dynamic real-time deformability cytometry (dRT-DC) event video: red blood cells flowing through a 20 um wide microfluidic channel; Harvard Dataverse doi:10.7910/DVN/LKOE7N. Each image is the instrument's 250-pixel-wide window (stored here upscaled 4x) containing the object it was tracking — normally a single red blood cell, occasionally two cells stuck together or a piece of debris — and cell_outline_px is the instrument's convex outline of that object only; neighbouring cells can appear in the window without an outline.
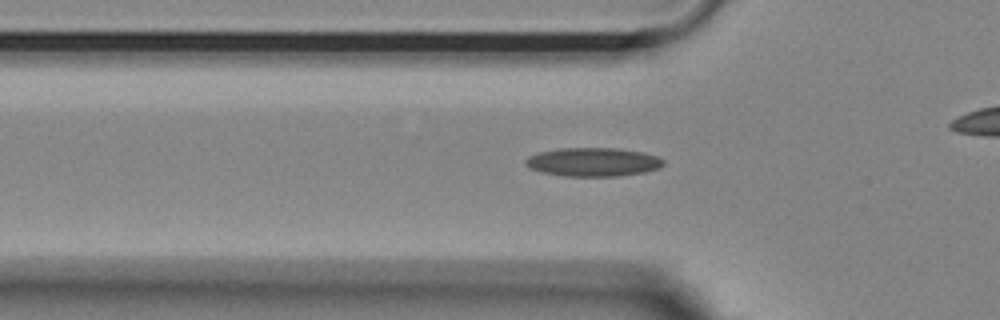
{"species": "Egyptian fruit bat (a non-hibernating species)", "species_latin": "Rousettus aegyptiacus", "temperature_condition": "room temperature", "stored_images_in_passage": 39, "camera_frame_rate_fps": 3000, "um_per_image_px": 0.085, "animal": {"sex": "female"}, "frame": {"image": 1, "passage_image": 12, "time_ms": 3.667, "image_size_px": [1000, 320], "cell_outline_px": [[664, 164], [660, 168], [644, 172], [616, 176], [564, 176], [544, 172], [532, 168], [524, 164], [524, 160], [528, 156], [540, 152], [560, 148], [616, 148], [644, 152], [656, 156], [664, 160]], "centroid_in_image_um": [50.43, 13.76], "position_along_channel_um": 75.4, "area_um2": 22.95}}
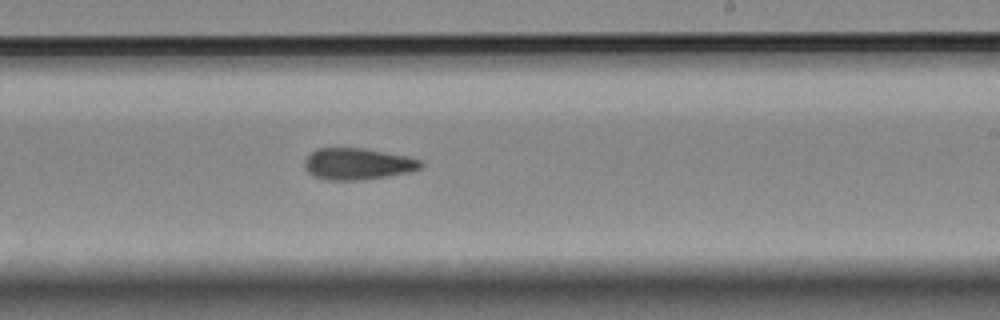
{"frame": {"image": 2, "passage_image": 27, "time_ms": 8.667, "image_size_px": [1000, 320], "cell_outline_px": [[424, 164], [420, 168], [408, 172], [388, 176], [360, 180], [328, 180], [316, 176], [308, 172], [304, 164], [304, 160], [316, 148], [364, 148], [404, 156], [420, 160]], "centroid_in_image_um": [30.38, 13.93], "position_along_channel_um": 258.6, "area_um2": 21.1}}
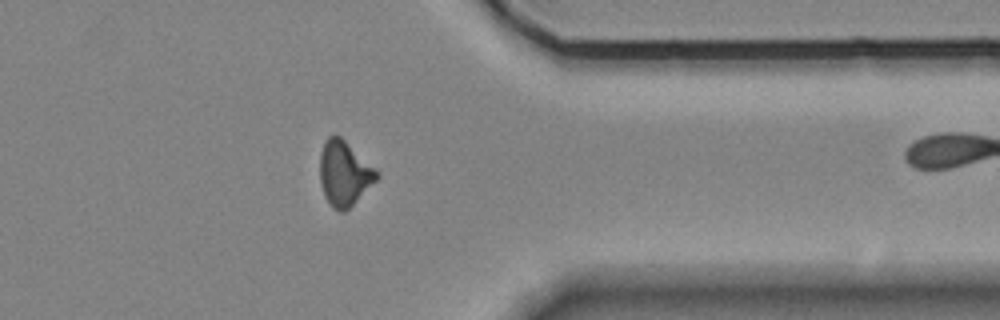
{"frame": {"image": 3, "passage_image": 38, "time_ms": 12.333, "image_size_px": [1000, 320], "cell_outline_px": [[380, 176], [344, 212], [340, 212], [332, 208], [324, 196], [320, 184], [320, 152], [324, 140], [328, 136], [336, 132], [376, 168]], "centroid_in_image_um": [29.23, 14.69], "position_along_channel_um": 382.2, "area_um2": 21.62}}